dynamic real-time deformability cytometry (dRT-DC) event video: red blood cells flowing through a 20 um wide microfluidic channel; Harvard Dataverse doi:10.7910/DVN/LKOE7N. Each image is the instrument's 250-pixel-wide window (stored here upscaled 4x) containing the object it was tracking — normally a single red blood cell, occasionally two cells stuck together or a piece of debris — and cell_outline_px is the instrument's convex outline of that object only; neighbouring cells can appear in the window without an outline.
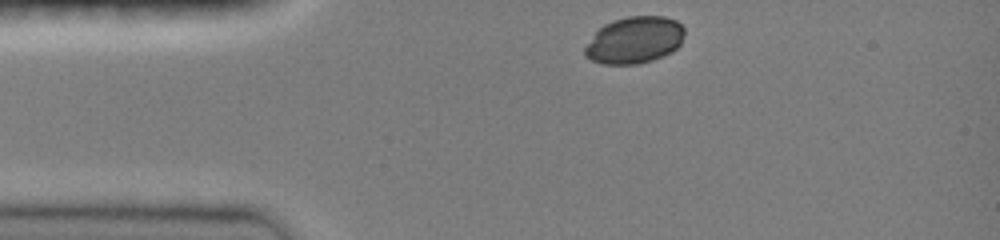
{"species": "common noctule bat (a hibernating species)", "species_latin": "Nyctalus noctula", "temperature_condition": "room temperature", "stored_images_in_passage": 9, "camera_frame_rate_fps": 3000, "um_per_image_px": 0.085, "animal": {"sex": "female", "body_mass_g": 19.0, "forearm_length_mm": 51.5}, "frame": {"image": 1, "passage_image": 1, "time_ms": 0.0, "image_size_px": [1000, 240], "cell_outline_px": [[684, 36], [680, 44], [672, 52], [664, 56], [652, 60], [636, 64], [600, 64], [584, 56], [584, 48], [596, 32], [604, 24], [612, 20], [628, 16], [664, 16], [676, 20], [684, 28]], "centroid_in_image_um": [53.93, 3.41], "position_along_channel_um": 31.1, "area_um2": 27.28}}
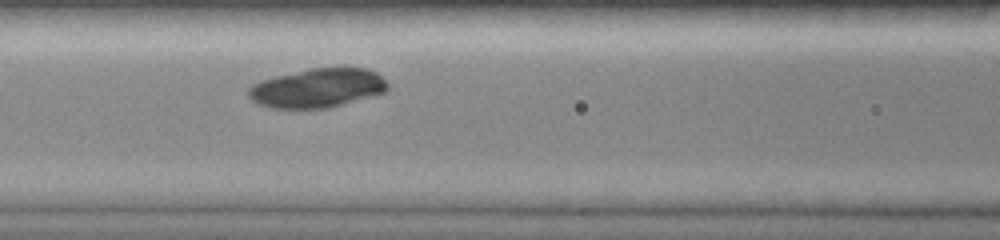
{"frame": {"image": 2, "passage_image": 7, "time_ms": 3.667, "image_size_px": [1000, 240], "cell_outline_px": [[388, 88], [384, 92], [328, 108], [272, 108], [256, 104], [248, 96], [248, 88], [252, 84], [276, 76], [312, 68], [368, 68], [376, 72], [388, 84]], "centroid_in_image_um": [26.96, 7.49], "position_along_channel_um": 139.6, "area_um2": 31.39}}
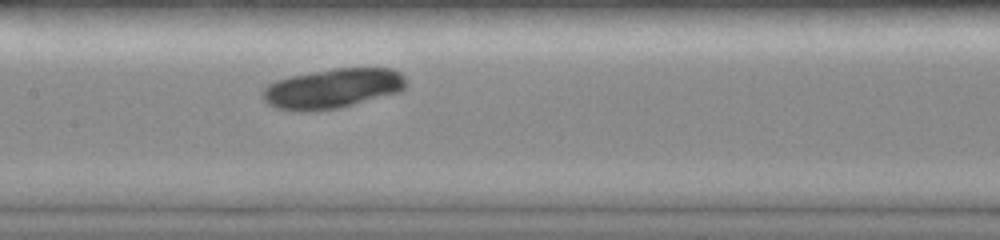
{"frame": {"image": 3, "passage_image": 9, "time_ms": 4.667, "image_size_px": [1000, 240], "cell_outline_px": [[408, 84], [400, 92], [340, 108], [312, 112], [292, 112], [276, 108], [268, 104], [264, 100], [260, 92], [268, 84], [276, 80], [292, 76], [336, 68], [392, 68], [400, 72], [404, 76]], "centroid_in_image_um": [28.26, 7.54], "position_along_channel_um": 179.1, "area_um2": 33.7}}